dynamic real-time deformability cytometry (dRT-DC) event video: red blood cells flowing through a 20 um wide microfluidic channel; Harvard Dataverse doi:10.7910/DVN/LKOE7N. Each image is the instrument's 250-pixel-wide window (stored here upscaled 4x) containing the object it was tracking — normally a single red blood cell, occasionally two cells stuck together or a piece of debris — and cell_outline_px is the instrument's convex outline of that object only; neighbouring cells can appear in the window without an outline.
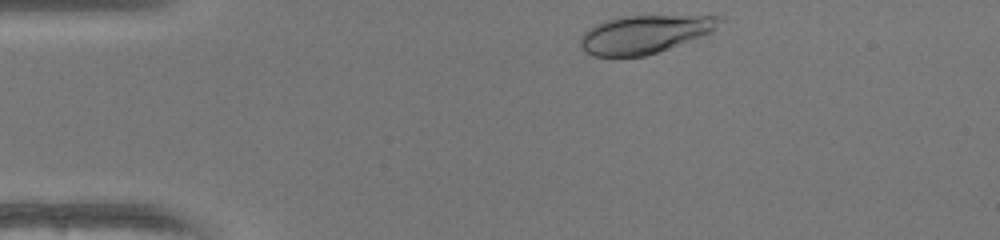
{"species": "human", "species_latin": "Homo sapiens", "temperature_condition": "warm", "stored_images_in_passage": 33, "camera_frame_rate_fps": 3000, "um_per_image_px": 0.085, "donor": {"sex": "female"}, "frame": {"image": 1, "passage_image": 1, "time_ms": 0.0, "image_size_px": [1000, 240], "cell_outline_px": [[724, 20], [712, 32], [668, 48], [644, 56], [592, 56], [584, 52], [580, 48], [580, 36], [588, 28], [604, 20], [620, 16], [724, 16]], "centroid_in_image_um": [54.75, 2.9], "position_along_channel_um": 30.3, "area_um2": 30.87}}
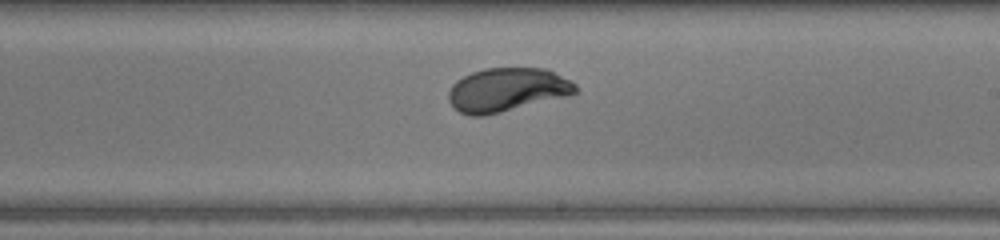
{"frame": {"image": 2, "passage_image": 21, "time_ms": 6.667, "image_size_px": [1000, 240], "cell_outline_px": [[580, 92], [568, 96], [484, 116], [468, 116], [460, 112], [448, 100], [448, 92], [452, 84], [456, 80], [472, 72], [484, 68], [548, 68], [572, 80], [580, 88]], "centroid_in_image_um": [43.15, 7.62], "position_along_channel_um": 245.8, "area_um2": 32.77}}
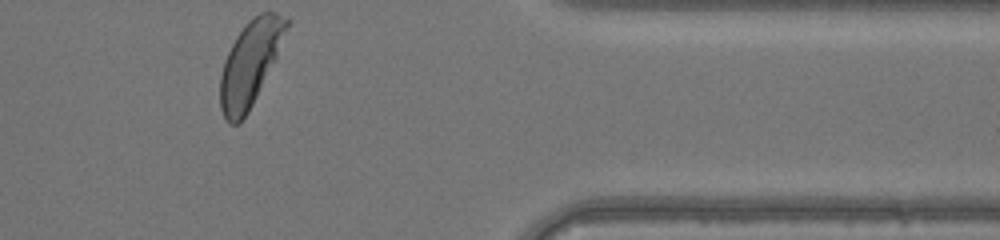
{"frame": {"image": 3, "passage_image": 33, "time_ms": 10.667, "image_size_px": [1000, 240], "cell_outline_px": [[292, 20], [276, 60], [248, 112], [236, 124], [228, 124], [220, 108], [220, 76], [224, 60], [236, 36], [248, 20], [260, 12], [272, 12]], "centroid_in_image_um": [21.29, 5.36], "position_along_channel_um": 390.1, "area_um2": 32.83}, "authors_computed_cell_mechanics": {"area_um2": 32.1368, "velocity_mm_per_s": 4.1574, "shape_relaxation_time_tau1_ms": 2.552, "shape_relaxation_time_tau2_ms": null, "deformation_change_tau1": 0.1536, "deformation_change_tau2": null}}